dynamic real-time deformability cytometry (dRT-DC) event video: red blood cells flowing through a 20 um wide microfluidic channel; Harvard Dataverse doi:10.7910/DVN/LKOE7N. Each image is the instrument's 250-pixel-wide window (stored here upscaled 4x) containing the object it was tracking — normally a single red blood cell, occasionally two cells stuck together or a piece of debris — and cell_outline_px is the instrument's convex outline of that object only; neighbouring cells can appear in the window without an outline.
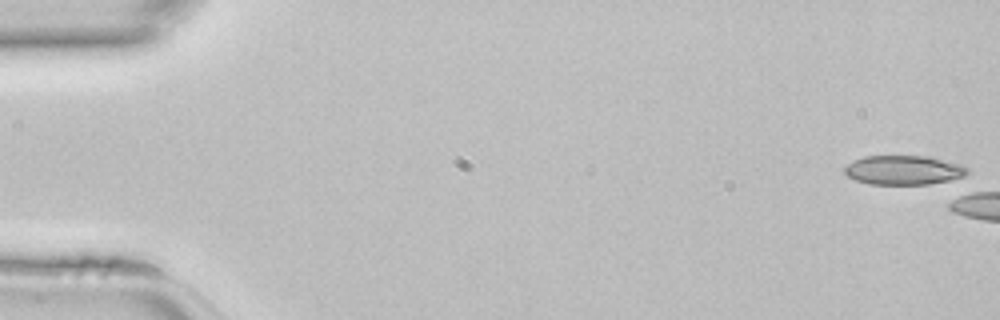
{"species": "common noctule bat (a hibernating species)", "species_latin": "Nyctalus noctula", "temperature_condition": "room temperature", "stored_images_in_passage": 5, "camera_frame_rate_fps": 3000, "um_per_image_px": 0.085, "animal": {"sex": "female", "body_mass_g": 22.7, "forearm_length_mm": 54.2}, "frame": {"image": 1, "passage_image": 1, "time_ms": 0.0, "image_size_px": [1000, 320], "cell_outline_px": [[968, 172], [964, 176], [948, 180], [928, 184], [868, 184], [856, 180], [848, 176], [844, 172], [844, 168], [852, 160], [864, 156], [928, 156], [960, 164], [968, 168]], "centroid_in_image_um": [76.78, 14.45], "position_along_channel_um": 8.2, "area_um2": 20.87}}